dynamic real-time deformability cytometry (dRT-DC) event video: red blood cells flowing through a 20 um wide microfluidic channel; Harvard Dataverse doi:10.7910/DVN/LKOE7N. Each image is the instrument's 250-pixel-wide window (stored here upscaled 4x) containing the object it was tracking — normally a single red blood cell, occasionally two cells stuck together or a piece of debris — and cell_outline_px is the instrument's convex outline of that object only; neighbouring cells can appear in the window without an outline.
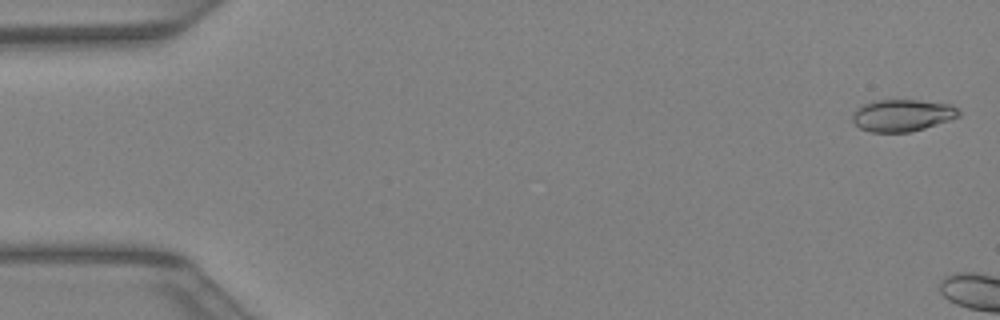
{"species": "Egyptian fruit bat (a non-hibernating species)", "species_latin": "Rousettus aegyptiacus", "temperature_condition": "warm", "stored_images_in_passage": 5, "camera_frame_rate_fps": 3000, "um_per_image_px": 0.085, "animal": {"sex": "female"}, "frame": {"image": 1, "passage_image": 1, "time_ms": 0.0, "image_size_px": [1000, 320], "cell_outline_px": [[960, 116], [912, 132], [872, 132], [860, 128], [852, 120], [852, 116], [864, 104], [876, 100], [916, 100], [948, 104], [956, 108], [960, 112]], "centroid_in_image_um": [76.7, 9.81], "position_along_channel_um": 8.3, "area_um2": 19.42}}